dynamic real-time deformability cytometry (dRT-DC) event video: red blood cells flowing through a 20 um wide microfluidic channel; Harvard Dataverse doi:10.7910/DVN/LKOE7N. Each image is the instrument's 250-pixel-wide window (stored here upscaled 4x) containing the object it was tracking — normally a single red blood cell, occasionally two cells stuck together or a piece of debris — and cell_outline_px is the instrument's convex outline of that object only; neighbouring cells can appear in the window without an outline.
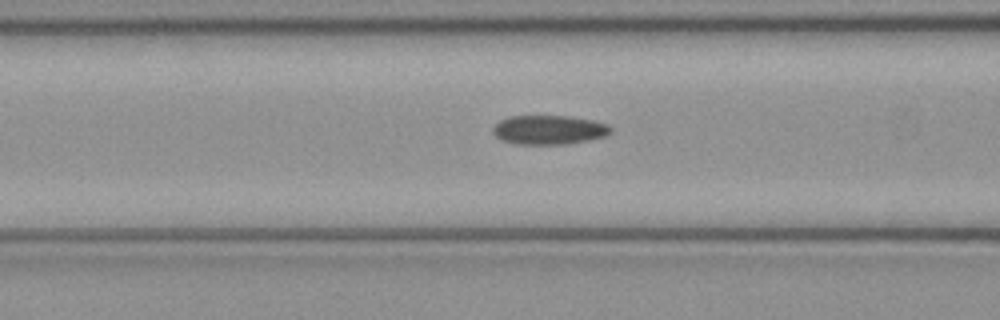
{"species": "common noctule bat (a hibernating species)", "species_latin": "Nyctalus noctula", "temperature_condition": "cold", "stored_images_in_passage": 51, "camera_frame_rate_fps": 3000, "um_per_image_px": 0.085, "animal": {"sex": "female", "body_mass_g": 21.9}, "frame": {"image": 1, "passage_image": 20, "time_ms": 6.333, "image_size_px": [1000, 320], "cell_outline_px": [[612, 132], [604, 136], [588, 140], [568, 144], [516, 144], [504, 140], [496, 136], [492, 132], [492, 128], [500, 120], [508, 116], [568, 116], [592, 120], [608, 124], [612, 128]], "centroid_in_image_um": [46.67, 11.03], "position_along_channel_um": 119.9, "area_um2": 20.0}}
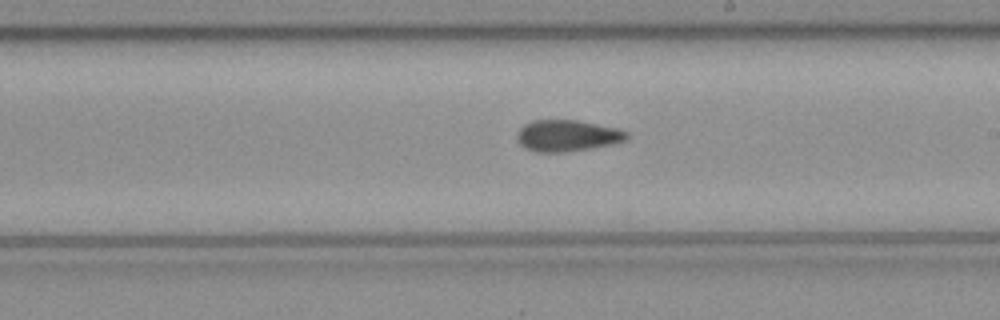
{"frame": {"image": 2, "passage_image": 29, "time_ms": 9.333, "image_size_px": [1000, 320], "cell_outline_px": [[628, 136], [624, 140], [612, 144], [592, 148], [564, 152], [536, 152], [524, 148], [516, 140], [516, 132], [524, 124], [532, 120], [576, 120], [620, 128], [628, 132]], "centroid_in_image_um": [48.18, 11.53], "position_along_channel_um": 240.8, "area_um2": 20.29}}
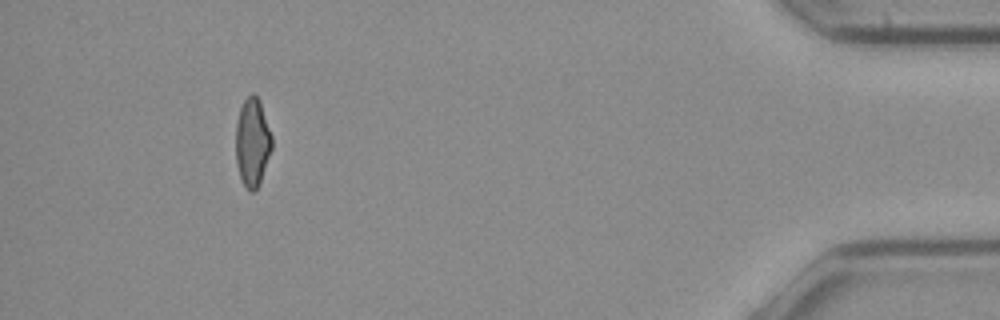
{"frame": {"image": 3, "passage_image": 47, "time_ms": 15.333, "image_size_px": [1000, 320], "cell_outline_px": [[272, 148], [260, 184], [256, 192], [248, 192], [240, 176], [236, 164], [236, 120], [240, 108], [244, 100], [252, 92], [260, 100], [272, 136]], "centroid_in_image_um": [21.46, 12.12], "position_along_channel_um": 413.7, "area_um2": 18.84}, "authors_computed_cell_mechanics": {"area_um2": 19.7676, "velocity_mm_per_s": 4.0121, "shape_relaxation_time_tau1_ms": null, "shape_relaxation_time_tau2_ms": 3.2242, "deformation_change_tau1": null, "deformation_change_tau2": 0.0991}}